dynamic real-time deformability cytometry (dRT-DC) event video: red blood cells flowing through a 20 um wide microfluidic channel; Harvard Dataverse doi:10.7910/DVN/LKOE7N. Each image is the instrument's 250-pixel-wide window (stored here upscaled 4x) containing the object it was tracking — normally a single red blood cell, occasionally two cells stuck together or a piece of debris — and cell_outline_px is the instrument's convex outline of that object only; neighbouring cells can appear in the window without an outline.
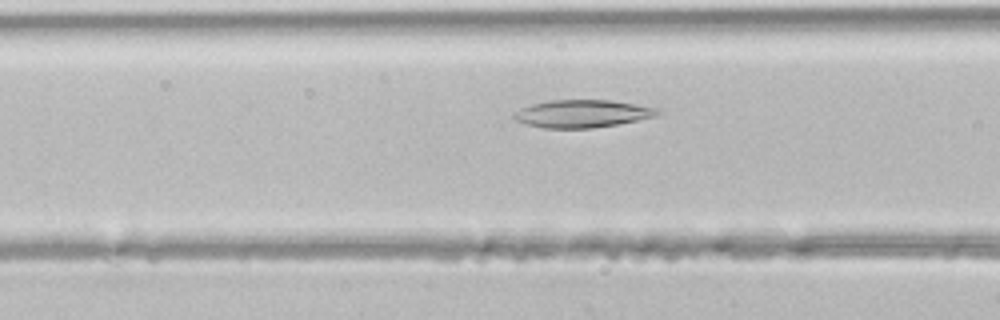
{"species": "common noctule bat (a hibernating species)", "species_latin": "Nyctalus noctula", "temperature_condition": "room temperature", "stored_images_in_passage": 36, "camera_frame_rate_fps": 3000, "um_per_image_px": 0.085, "animal": {"sex": "male", "body_mass_g": 21.5, "forearm_length_mm": 52.0}, "frame": {"image": 1, "passage_image": 9, "time_ms": 2.667, "image_size_px": [1000, 320], "cell_outline_px": [[660, 112], [656, 116], [616, 124], [592, 128], [544, 128], [528, 124], [516, 120], [512, 116], [520, 108], [532, 104], [548, 100], [612, 100], [656, 108]], "centroid_in_image_um": [49.46, 9.65], "position_along_channel_um": 117.1, "area_um2": 22.83}}
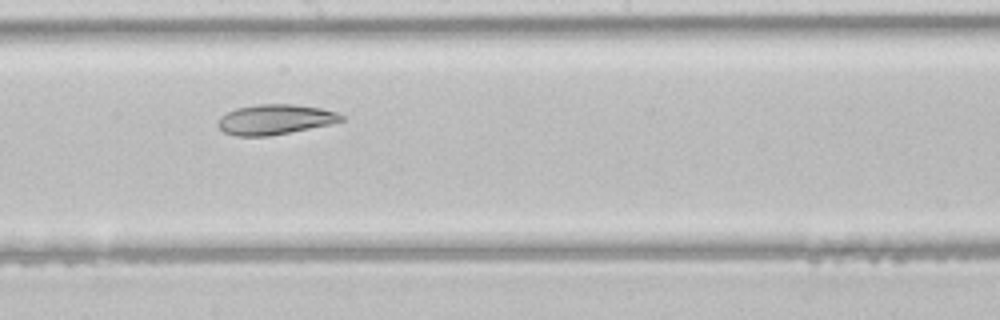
{"frame": {"image": 2, "passage_image": 16, "time_ms": 5.0, "image_size_px": [1000, 320], "cell_outline_px": [[344, 120], [328, 124], [268, 136], [236, 136], [224, 132], [216, 124], [220, 116], [236, 108], [256, 104], [296, 104], [320, 108], [336, 112], [344, 116]], "centroid_in_image_um": [23.33, 10.14], "position_along_channel_um": 224.9, "area_um2": 21.44}}
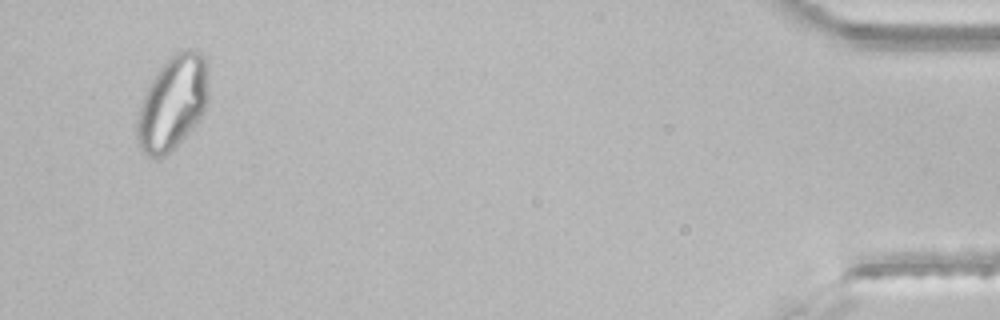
{"frame": {"image": 3, "passage_image": 34, "time_ms": 11.0, "image_size_px": [1000, 320], "cell_outline_px": [[208, 100], [204, 112], [196, 124], [164, 156], [156, 160], [140, 152], [136, 136], [136, 128], [140, 108], [144, 96], [152, 80], [160, 68], [176, 52], [184, 48], [192, 48], [200, 52], [204, 56], [208, 96]], "centroid_in_image_um": [14.66, 8.78], "position_along_channel_um": 420.5, "area_um2": 38.61}}